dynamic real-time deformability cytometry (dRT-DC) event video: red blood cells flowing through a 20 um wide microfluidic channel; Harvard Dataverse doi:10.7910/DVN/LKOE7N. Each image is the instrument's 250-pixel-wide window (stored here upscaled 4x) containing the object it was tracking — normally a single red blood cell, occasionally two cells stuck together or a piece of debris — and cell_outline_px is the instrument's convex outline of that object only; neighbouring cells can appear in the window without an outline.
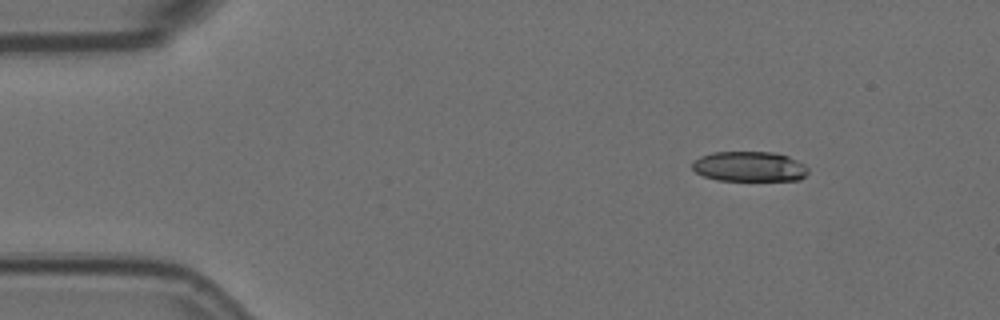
{"species": "Egyptian fruit bat (a non-hibernating species)", "species_latin": "Rousettus aegyptiacus", "temperature_condition": "room temperature", "stored_images_in_passage": 4, "segment_of_instrument_passage": [2, 2], "camera_frame_rate_fps": 3000, "um_per_image_px": 0.085, "animal": {"sex": "female"}, "frame": {"image": 1, "passage_image": 4, "time_ms": 1.0, "image_size_px": [1000, 320], "cell_outline_px": [[808, 172], [800, 180], [716, 180], [704, 176], [696, 172], [692, 168], [692, 160], [700, 156], [712, 152], [772, 152], [788, 156], [804, 164], [808, 168]], "centroid_in_image_um": [63.67, 14.15], "position_along_channel_um": 21.3, "area_um2": 20.35}}